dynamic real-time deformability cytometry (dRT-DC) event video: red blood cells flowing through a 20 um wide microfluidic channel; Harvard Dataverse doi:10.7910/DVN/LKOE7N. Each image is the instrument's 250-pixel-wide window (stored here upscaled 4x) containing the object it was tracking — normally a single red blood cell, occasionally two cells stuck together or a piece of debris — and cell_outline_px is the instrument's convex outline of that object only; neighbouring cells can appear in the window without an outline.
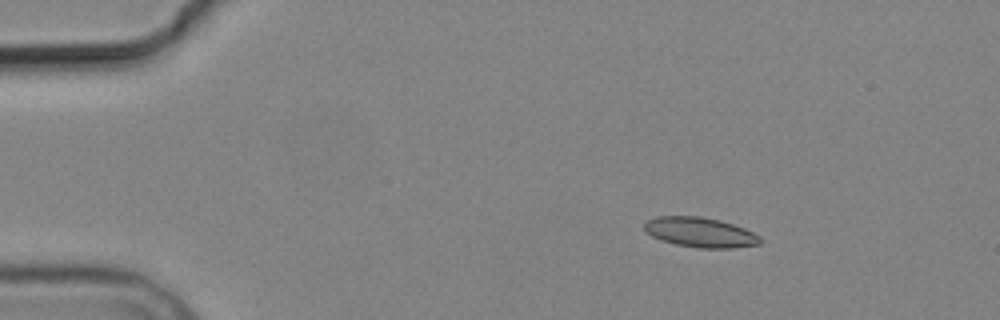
{"species": "common noctule bat (a hibernating species)", "species_latin": "Nyctalus noctula", "temperature_condition": "cold", "stored_images_in_passage": 4, "camera_frame_rate_fps": 3000, "um_per_image_px": 0.085, "animal": {"sex": "male", "body_mass_g": 19.2, "forearm_length_mm": 51.8}, "frame": {"image": 1, "passage_image": 2, "time_ms": 1.0, "image_size_px": [1000, 320], "cell_outline_px": [[764, 240], [760, 244], [732, 248], [700, 248], [676, 244], [660, 240], [652, 236], [644, 228], [644, 224], [648, 220], [656, 216], [700, 216], [720, 220], [744, 228], [760, 236]], "centroid_in_image_um": [59.54, 19.75], "position_along_channel_um": 25.5, "area_um2": 20.17}}
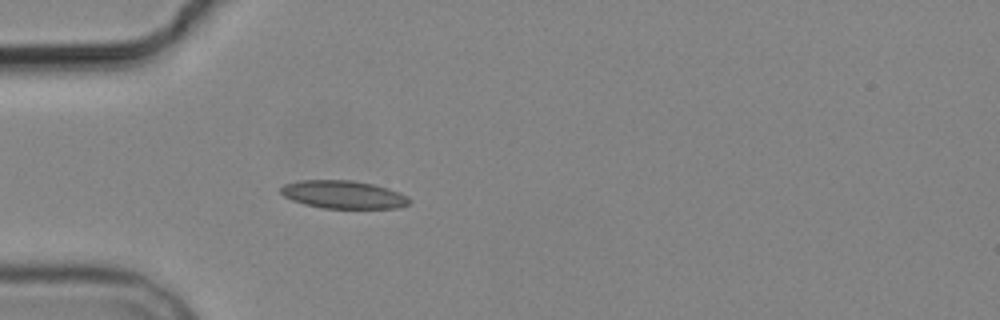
{"frame": {"image": 2, "passage_image": 4, "time_ms": 3.667, "image_size_px": [1000, 320], "cell_outline_px": [[412, 200], [408, 204], [400, 208], [324, 208], [304, 204], [292, 200], [284, 196], [280, 192], [280, 188], [284, 184], [300, 180], [352, 180], [372, 184], [388, 188], [408, 196]], "centroid_in_image_um": [29.19, 16.54], "position_along_channel_um": 55.8, "area_um2": 20.98}}